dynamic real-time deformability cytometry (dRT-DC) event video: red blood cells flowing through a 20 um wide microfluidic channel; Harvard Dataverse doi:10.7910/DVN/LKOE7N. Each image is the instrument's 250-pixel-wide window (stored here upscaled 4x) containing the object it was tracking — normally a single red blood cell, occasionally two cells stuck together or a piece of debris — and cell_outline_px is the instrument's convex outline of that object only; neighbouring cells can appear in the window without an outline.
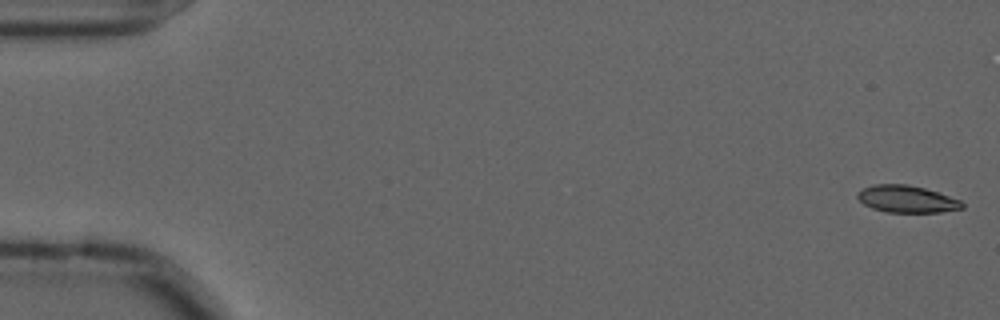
{"species": "common noctule bat (a hibernating species)", "species_latin": "Nyctalus noctula", "temperature_condition": "cold", "stored_images_in_passage": 56, "camera_frame_rate_fps": 3000, "um_per_image_px": 0.085, "animal": {"sex": "male", "forearm_length_mm": 52.5}, "frame": {"image": 1, "passage_image": 1, "time_ms": 0.0, "image_size_px": [1000, 320], "cell_outline_px": [[964, 208], [940, 212], [888, 212], [872, 208], [864, 204], [856, 196], [856, 192], [872, 184], [908, 184], [924, 188], [960, 200], [964, 204]], "centroid_in_image_um": [77.05, 16.91], "position_along_channel_um": 7.9, "area_um2": 16.42}}
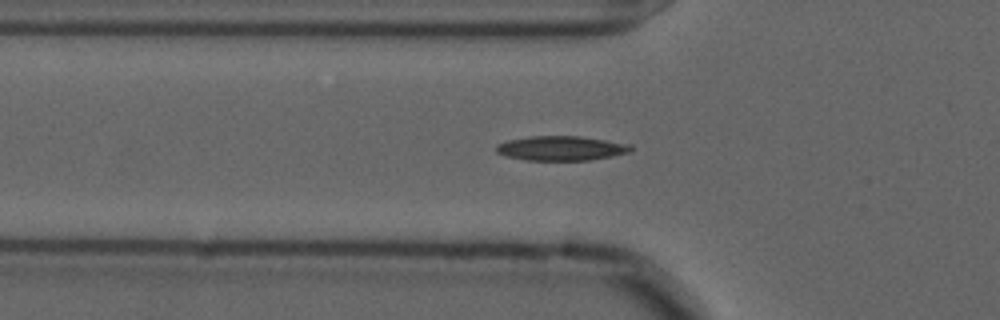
{"frame": {"image": 2, "passage_image": 19, "time_ms": 6.0, "image_size_px": [1000, 320], "cell_outline_px": [[632, 152], [592, 160], [524, 160], [504, 156], [496, 152], [496, 144], [508, 140], [532, 136], [580, 136], [632, 144]], "centroid_in_image_um": [47.71, 12.6], "position_along_channel_um": 78.1, "area_um2": 19.42}}
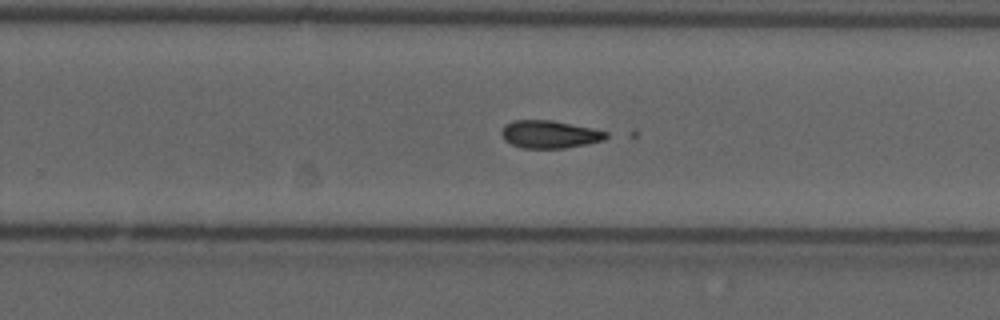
{"frame": {"image": 3, "passage_image": 36, "time_ms": 11.667, "image_size_px": [1000, 320], "cell_outline_px": [[608, 136], [604, 140], [588, 144], [564, 148], [524, 148], [512, 144], [504, 140], [504, 124], [512, 120], [552, 120], [592, 128], [608, 132]], "centroid_in_image_um": [46.76, 11.41], "position_along_channel_um": 283.0, "area_um2": 16.76}}